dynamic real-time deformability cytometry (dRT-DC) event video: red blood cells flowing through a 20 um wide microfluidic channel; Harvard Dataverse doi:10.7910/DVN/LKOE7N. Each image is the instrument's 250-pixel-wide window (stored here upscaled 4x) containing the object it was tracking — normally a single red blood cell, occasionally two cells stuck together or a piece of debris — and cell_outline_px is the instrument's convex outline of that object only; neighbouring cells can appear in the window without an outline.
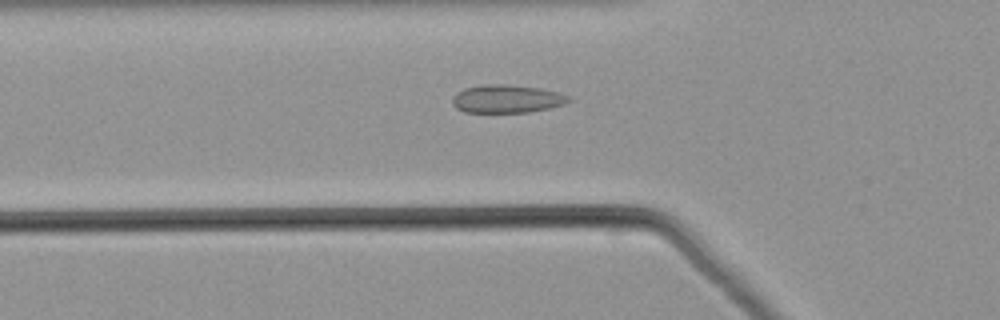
{"species": "common noctule bat (a hibernating species)", "species_latin": "Nyctalus noctula", "temperature_condition": "warm", "stored_images_in_passage": 34, "camera_frame_rate_fps": 3000, "um_per_image_px": 0.085, "animal": {"sex": "male", "body_mass_g": 21.5, "forearm_length_mm": 52.0}, "frame": {"image": 1, "passage_image": 2, "time_ms": 0.333, "image_size_px": [1000, 320], "cell_outline_px": [[572, 100], [564, 104], [548, 108], [528, 112], [464, 112], [456, 108], [452, 104], [452, 96], [456, 92], [464, 88], [484, 84], [508, 84], [540, 88], [556, 92], [568, 96]], "centroid_in_image_um": [43.03, 8.39], "position_along_channel_um": 82.8, "area_um2": 19.07}}
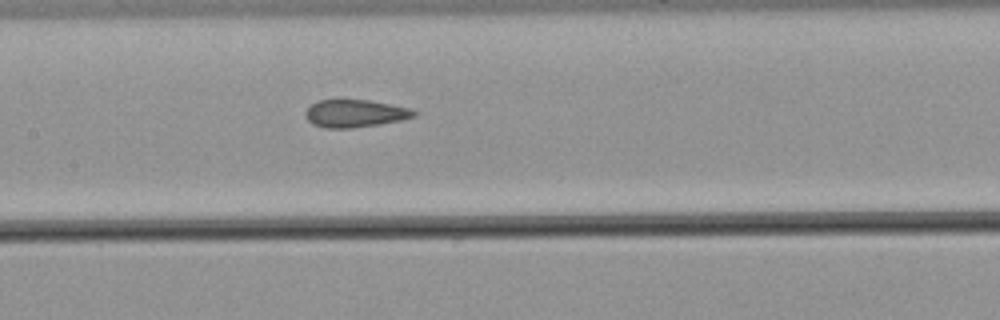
{"frame": {"image": 2, "passage_image": 9, "time_ms": 2.667, "image_size_px": [1000, 320], "cell_outline_px": [[416, 116], [400, 120], [380, 124], [352, 128], [324, 128], [312, 124], [304, 116], [304, 112], [312, 104], [320, 100], [368, 100], [408, 108], [416, 112]], "centroid_in_image_um": [30.13, 9.65], "position_along_channel_um": 177.3, "area_um2": 17.28}}
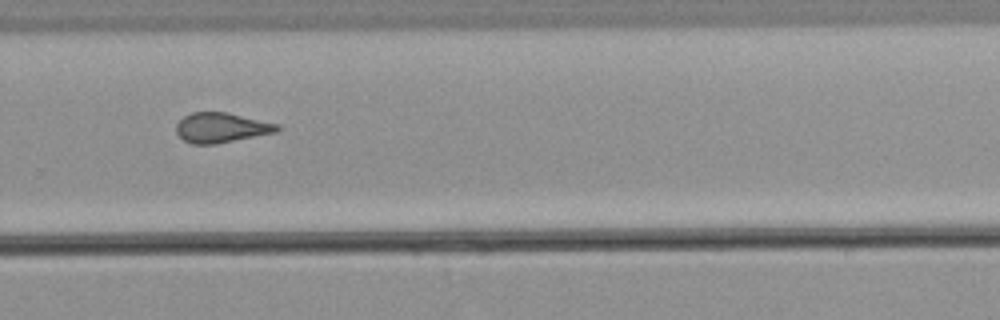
{"frame": {"image": 3, "passage_image": 19, "time_ms": 6.0, "image_size_px": [1000, 320], "cell_outline_px": [[280, 128], [276, 132], [216, 144], [192, 144], [184, 140], [176, 132], [176, 124], [184, 116], [192, 112], [228, 112], [280, 124]], "centroid_in_image_um": [18.82, 10.84], "position_along_channel_um": 311.0, "area_um2": 17.63}}